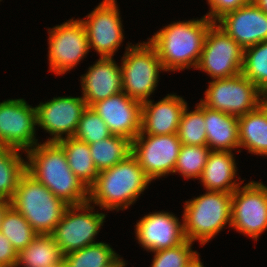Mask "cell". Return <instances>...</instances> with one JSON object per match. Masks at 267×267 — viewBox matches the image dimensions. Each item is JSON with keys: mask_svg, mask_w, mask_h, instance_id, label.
I'll list each match as a JSON object with an SVG mask.
<instances>
[{"mask_svg": "<svg viewBox=\"0 0 267 267\" xmlns=\"http://www.w3.org/2000/svg\"><path fill=\"white\" fill-rule=\"evenodd\" d=\"M26 171L66 204L88 202V188L72 172L63 148L57 142L36 144L26 152Z\"/></svg>", "mask_w": 267, "mask_h": 267, "instance_id": "obj_1", "label": "cell"}, {"mask_svg": "<svg viewBox=\"0 0 267 267\" xmlns=\"http://www.w3.org/2000/svg\"><path fill=\"white\" fill-rule=\"evenodd\" d=\"M212 24L205 15L197 20L173 22L148 39L166 72L192 67L196 69L207 31Z\"/></svg>", "mask_w": 267, "mask_h": 267, "instance_id": "obj_2", "label": "cell"}, {"mask_svg": "<svg viewBox=\"0 0 267 267\" xmlns=\"http://www.w3.org/2000/svg\"><path fill=\"white\" fill-rule=\"evenodd\" d=\"M151 180L131 153L112 168L98 173L88 188V202L102 210H123L137 201Z\"/></svg>", "mask_w": 267, "mask_h": 267, "instance_id": "obj_3", "label": "cell"}, {"mask_svg": "<svg viewBox=\"0 0 267 267\" xmlns=\"http://www.w3.org/2000/svg\"><path fill=\"white\" fill-rule=\"evenodd\" d=\"M37 234L51 235L69 206L27 171L21 176L10 201Z\"/></svg>", "mask_w": 267, "mask_h": 267, "instance_id": "obj_4", "label": "cell"}, {"mask_svg": "<svg viewBox=\"0 0 267 267\" xmlns=\"http://www.w3.org/2000/svg\"><path fill=\"white\" fill-rule=\"evenodd\" d=\"M232 193L206 191L190 201H185L182 217L184 233L190 242L203 246L214 238L225 225L231 224Z\"/></svg>", "mask_w": 267, "mask_h": 267, "instance_id": "obj_5", "label": "cell"}, {"mask_svg": "<svg viewBox=\"0 0 267 267\" xmlns=\"http://www.w3.org/2000/svg\"><path fill=\"white\" fill-rule=\"evenodd\" d=\"M121 71L123 92L130 98L145 102L155 91L159 72L165 71L155 47L148 41L126 46Z\"/></svg>", "mask_w": 267, "mask_h": 267, "instance_id": "obj_6", "label": "cell"}, {"mask_svg": "<svg viewBox=\"0 0 267 267\" xmlns=\"http://www.w3.org/2000/svg\"><path fill=\"white\" fill-rule=\"evenodd\" d=\"M92 204L70 205L51 234L63 255L93 245L106 214L94 212ZM80 212V213H79Z\"/></svg>", "mask_w": 267, "mask_h": 267, "instance_id": "obj_7", "label": "cell"}, {"mask_svg": "<svg viewBox=\"0 0 267 267\" xmlns=\"http://www.w3.org/2000/svg\"><path fill=\"white\" fill-rule=\"evenodd\" d=\"M205 99L200 102L211 109L240 117L260 105L263 93L241 73L209 82Z\"/></svg>", "mask_w": 267, "mask_h": 267, "instance_id": "obj_8", "label": "cell"}, {"mask_svg": "<svg viewBox=\"0 0 267 267\" xmlns=\"http://www.w3.org/2000/svg\"><path fill=\"white\" fill-rule=\"evenodd\" d=\"M244 49L213 23L207 31L201 57L196 69L214 79L237 76L241 73Z\"/></svg>", "mask_w": 267, "mask_h": 267, "instance_id": "obj_9", "label": "cell"}, {"mask_svg": "<svg viewBox=\"0 0 267 267\" xmlns=\"http://www.w3.org/2000/svg\"><path fill=\"white\" fill-rule=\"evenodd\" d=\"M243 235L257 241L267 229V186L250 181L232 193L231 224Z\"/></svg>", "mask_w": 267, "mask_h": 267, "instance_id": "obj_10", "label": "cell"}, {"mask_svg": "<svg viewBox=\"0 0 267 267\" xmlns=\"http://www.w3.org/2000/svg\"><path fill=\"white\" fill-rule=\"evenodd\" d=\"M49 72L65 74L73 69L89 52L86 29L80 19H70L48 29Z\"/></svg>", "mask_w": 267, "mask_h": 267, "instance_id": "obj_11", "label": "cell"}, {"mask_svg": "<svg viewBox=\"0 0 267 267\" xmlns=\"http://www.w3.org/2000/svg\"><path fill=\"white\" fill-rule=\"evenodd\" d=\"M36 107L22 99L0 102V146L27 152L38 144Z\"/></svg>", "mask_w": 267, "mask_h": 267, "instance_id": "obj_12", "label": "cell"}, {"mask_svg": "<svg viewBox=\"0 0 267 267\" xmlns=\"http://www.w3.org/2000/svg\"><path fill=\"white\" fill-rule=\"evenodd\" d=\"M181 146L177 134H138L132 141V154L153 181L173 173Z\"/></svg>", "mask_w": 267, "mask_h": 267, "instance_id": "obj_13", "label": "cell"}, {"mask_svg": "<svg viewBox=\"0 0 267 267\" xmlns=\"http://www.w3.org/2000/svg\"><path fill=\"white\" fill-rule=\"evenodd\" d=\"M116 1L103 0L85 19H81L86 29L89 49H95L100 57H113L124 39Z\"/></svg>", "mask_w": 267, "mask_h": 267, "instance_id": "obj_14", "label": "cell"}, {"mask_svg": "<svg viewBox=\"0 0 267 267\" xmlns=\"http://www.w3.org/2000/svg\"><path fill=\"white\" fill-rule=\"evenodd\" d=\"M87 108L81 97L63 96L36 106L37 126L48 132L52 138L47 142H57L67 137H73L83 111ZM63 134L66 136L64 137Z\"/></svg>", "mask_w": 267, "mask_h": 267, "instance_id": "obj_15", "label": "cell"}, {"mask_svg": "<svg viewBox=\"0 0 267 267\" xmlns=\"http://www.w3.org/2000/svg\"><path fill=\"white\" fill-rule=\"evenodd\" d=\"M90 107L105 121L112 135L133 141L140 133L142 103L123 91Z\"/></svg>", "mask_w": 267, "mask_h": 267, "instance_id": "obj_16", "label": "cell"}, {"mask_svg": "<svg viewBox=\"0 0 267 267\" xmlns=\"http://www.w3.org/2000/svg\"><path fill=\"white\" fill-rule=\"evenodd\" d=\"M135 227L138 244L150 252L177 247L187 240L183 223L169 212L149 213Z\"/></svg>", "mask_w": 267, "mask_h": 267, "instance_id": "obj_17", "label": "cell"}, {"mask_svg": "<svg viewBox=\"0 0 267 267\" xmlns=\"http://www.w3.org/2000/svg\"><path fill=\"white\" fill-rule=\"evenodd\" d=\"M216 24L243 49L267 40V13L253 0L227 13Z\"/></svg>", "mask_w": 267, "mask_h": 267, "instance_id": "obj_18", "label": "cell"}, {"mask_svg": "<svg viewBox=\"0 0 267 267\" xmlns=\"http://www.w3.org/2000/svg\"><path fill=\"white\" fill-rule=\"evenodd\" d=\"M80 77L82 98L87 107L123 91L121 66L116 64L113 57H100Z\"/></svg>", "mask_w": 267, "mask_h": 267, "instance_id": "obj_19", "label": "cell"}, {"mask_svg": "<svg viewBox=\"0 0 267 267\" xmlns=\"http://www.w3.org/2000/svg\"><path fill=\"white\" fill-rule=\"evenodd\" d=\"M187 102L180 96L168 94L158 101L142 102L141 129L139 134H177L182 113Z\"/></svg>", "mask_w": 267, "mask_h": 267, "instance_id": "obj_20", "label": "cell"}, {"mask_svg": "<svg viewBox=\"0 0 267 267\" xmlns=\"http://www.w3.org/2000/svg\"><path fill=\"white\" fill-rule=\"evenodd\" d=\"M232 151H211L200 177L207 191L233 193L244 181L234 180L237 176L235 156Z\"/></svg>", "mask_w": 267, "mask_h": 267, "instance_id": "obj_21", "label": "cell"}, {"mask_svg": "<svg viewBox=\"0 0 267 267\" xmlns=\"http://www.w3.org/2000/svg\"><path fill=\"white\" fill-rule=\"evenodd\" d=\"M207 146L211 151H232L239 146L238 117L204 106Z\"/></svg>", "mask_w": 267, "mask_h": 267, "instance_id": "obj_22", "label": "cell"}, {"mask_svg": "<svg viewBox=\"0 0 267 267\" xmlns=\"http://www.w3.org/2000/svg\"><path fill=\"white\" fill-rule=\"evenodd\" d=\"M239 146L249 153L267 156V114L259 105L238 117Z\"/></svg>", "mask_w": 267, "mask_h": 267, "instance_id": "obj_23", "label": "cell"}, {"mask_svg": "<svg viewBox=\"0 0 267 267\" xmlns=\"http://www.w3.org/2000/svg\"><path fill=\"white\" fill-rule=\"evenodd\" d=\"M63 260L64 255L52 235L38 234L18 253L16 267H53Z\"/></svg>", "mask_w": 267, "mask_h": 267, "instance_id": "obj_24", "label": "cell"}, {"mask_svg": "<svg viewBox=\"0 0 267 267\" xmlns=\"http://www.w3.org/2000/svg\"><path fill=\"white\" fill-rule=\"evenodd\" d=\"M57 143L63 148L72 172L89 188L99 173L93 163L89 144L75 137H67Z\"/></svg>", "mask_w": 267, "mask_h": 267, "instance_id": "obj_25", "label": "cell"}, {"mask_svg": "<svg viewBox=\"0 0 267 267\" xmlns=\"http://www.w3.org/2000/svg\"><path fill=\"white\" fill-rule=\"evenodd\" d=\"M20 150L0 146V199L10 202L21 176L26 172V161Z\"/></svg>", "mask_w": 267, "mask_h": 267, "instance_id": "obj_26", "label": "cell"}, {"mask_svg": "<svg viewBox=\"0 0 267 267\" xmlns=\"http://www.w3.org/2000/svg\"><path fill=\"white\" fill-rule=\"evenodd\" d=\"M89 147L98 172L112 168L132 153V141L116 135L89 144Z\"/></svg>", "mask_w": 267, "mask_h": 267, "instance_id": "obj_27", "label": "cell"}, {"mask_svg": "<svg viewBox=\"0 0 267 267\" xmlns=\"http://www.w3.org/2000/svg\"><path fill=\"white\" fill-rule=\"evenodd\" d=\"M0 232L9 239L17 253L38 235L24 216L10 204L4 210Z\"/></svg>", "mask_w": 267, "mask_h": 267, "instance_id": "obj_28", "label": "cell"}, {"mask_svg": "<svg viewBox=\"0 0 267 267\" xmlns=\"http://www.w3.org/2000/svg\"><path fill=\"white\" fill-rule=\"evenodd\" d=\"M104 242L86 246L80 250L64 255L66 267H107L110 266L119 255Z\"/></svg>", "mask_w": 267, "mask_h": 267, "instance_id": "obj_29", "label": "cell"}, {"mask_svg": "<svg viewBox=\"0 0 267 267\" xmlns=\"http://www.w3.org/2000/svg\"><path fill=\"white\" fill-rule=\"evenodd\" d=\"M241 74L267 93V40L244 49Z\"/></svg>", "mask_w": 267, "mask_h": 267, "instance_id": "obj_30", "label": "cell"}, {"mask_svg": "<svg viewBox=\"0 0 267 267\" xmlns=\"http://www.w3.org/2000/svg\"><path fill=\"white\" fill-rule=\"evenodd\" d=\"M187 106L182 113L177 136L182 145H206L204 105L199 102L195 107L196 109L190 112H188Z\"/></svg>", "mask_w": 267, "mask_h": 267, "instance_id": "obj_31", "label": "cell"}, {"mask_svg": "<svg viewBox=\"0 0 267 267\" xmlns=\"http://www.w3.org/2000/svg\"><path fill=\"white\" fill-rule=\"evenodd\" d=\"M210 152L207 145H182L173 173L187 179H200Z\"/></svg>", "mask_w": 267, "mask_h": 267, "instance_id": "obj_32", "label": "cell"}, {"mask_svg": "<svg viewBox=\"0 0 267 267\" xmlns=\"http://www.w3.org/2000/svg\"><path fill=\"white\" fill-rule=\"evenodd\" d=\"M193 242L186 240L177 247L157 250L151 267H189L199 258V254L192 250Z\"/></svg>", "mask_w": 267, "mask_h": 267, "instance_id": "obj_33", "label": "cell"}, {"mask_svg": "<svg viewBox=\"0 0 267 267\" xmlns=\"http://www.w3.org/2000/svg\"><path fill=\"white\" fill-rule=\"evenodd\" d=\"M110 136L112 134L105 121L91 107H87L81 115L73 137L92 144Z\"/></svg>", "mask_w": 267, "mask_h": 267, "instance_id": "obj_34", "label": "cell"}, {"mask_svg": "<svg viewBox=\"0 0 267 267\" xmlns=\"http://www.w3.org/2000/svg\"><path fill=\"white\" fill-rule=\"evenodd\" d=\"M251 0H207L210 5L209 12L205 15L213 23H216L227 13L247 5Z\"/></svg>", "mask_w": 267, "mask_h": 267, "instance_id": "obj_35", "label": "cell"}, {"mask_svg": "<svg viewBox=\"0 0 267 267\" xmlns=\"http://www.w3.org/2000/svg\"><path fill=\"white\" fill-rule=\"evenodd\" d=\"M18 253L9 239L0 232V267H16Z\"/></svg>", "mask_w": 267, "mask_h": 267, "instance_id": "obj_36", "label": "cell"}, {"mask_svg": "<svg viewBox=\"0 0 267 267\" xmlns=\"http://www.w3.org/2000/svg\"><path fill=\"white\" fill-rule=\"evenodd\" d=\"M127 263H125V260L120 258V256L110 265L107 267H126Z\"/></svg>", "mask_w": 267, "mask_h": 267, "instance_id": "obj_37", "label": "cell"}, {"mask_svg": "<svg viewBox=\"0 0 267 267\" xmlns=\"http://www.w3.org/2000/svg\"><path fill=\"white\" fill-rule=\"evenodd\" d=\"M9 204L10 202L0 199V223H1L4 210Z\"/></svg>", "mask_w": 267, "mask_h": 267, "instance_id": "obj_38", "label": "cell"}, {"mask_svg": "<svg viewBox=\"0 0 267 267\" xmlns=\"http://www.w3.org/2000/svg\"><path fill=\"white\" fill-rule=\"evenodd\" d=\"M260 106L264 109L267 114V93H263L262 98L260 100Z\"/></svg>", "mask_w": 267, "mask_h": 267, "instance_id": "obj_39", "label": "cell"}, {"mask_svg": "<svg viewBox=\"0 0 267 267\" xmlns=\"http://www.w3.org/2000/svg\"><path fill=\"white\" fill-rule=\"evenodd\" d=\"M262 10L267 13V0H253Z\"/></svg>", "mask_w": 267, "mask_h": 267, "instance_id": "obj_40", "label": "cell"}, {"mask_svg": "<svg viewBox=\"0 0 267 267\" xmlns=\"http://www.w3.org/2000/svg\"><path fill=\"white\" fill-rule=\"evenodd\" d=\"M189 267H204L203 263L200 261V258H198L195 262H193Z\"/></svg>", "mask_w": 267, "mask_h": 267, "instance_id": "obj_41", "label": "cell"}, {"mask_svg": "<svg viewBox=\"0 0 267 267\" xmlns=\"http://www.w3.org/2000/svg\"><path fill=\"white\" fill-rule=\"evenodd\" d=\"M53 267H66V266H65V264H64V262H63L62 264H57V265H55V266H53Z\"/></svg>", "mask_w": 267, "mask_h": 267, "instance_id": "obj_42", "label": "cell"}]
</instances>
